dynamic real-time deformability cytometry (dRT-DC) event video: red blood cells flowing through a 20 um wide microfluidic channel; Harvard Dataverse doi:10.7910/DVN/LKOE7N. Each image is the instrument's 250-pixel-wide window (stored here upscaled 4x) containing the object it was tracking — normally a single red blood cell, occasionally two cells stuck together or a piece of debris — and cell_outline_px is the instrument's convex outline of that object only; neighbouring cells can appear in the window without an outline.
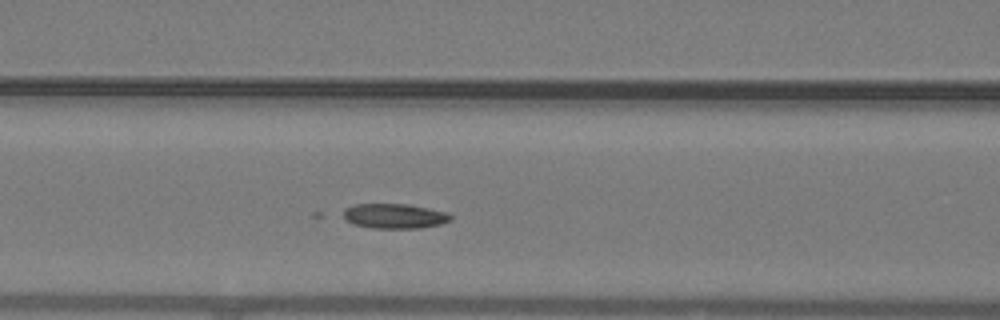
{"species": "common noctule bat (a hibernating species)", "species_latin": "Nyctalus noctula", "temperature_condition": "warm", "stored_images_in_passage": 43, "camera_frame_rate_fps": 3000, "um_per_image_px": 0.085, "animal": {"sex": "male", "body_mass_g": 19.2, "forearm_length_mm": 51.8}, "frame": {"image": 1, "passage_image": 16, "time_ms": 5.0, "image_size_px": [1000, 320], "cell_outline_px": [[452, 220], [440, 224], [420, 228], [372, 228], [356, 224], [348, 220], [344, 216], [344, 208], [356, 204], [408, 204], [448, 212], [452, 216]], "centroid_in_image_um": [33.58, 18.36], "position_along_channel_um": 133.0, "area_um2": 15.43}}
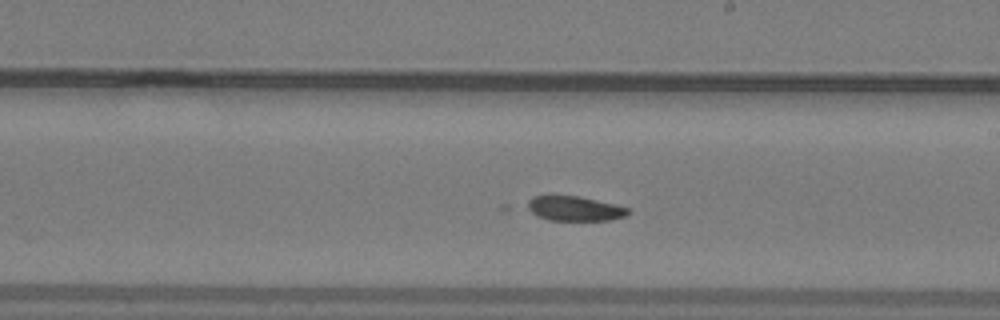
{"frame": {"image": 2, "passage_image": 23, "time_ms": 7.333, "image_size_px": [1000, 320], "cell_outline_px": [[632, 212], [624, 216], [608, 220], [548, 220], [536, 216], [524, 208], [520, 204], [532, 196], [548, 192], [552, 192], [580, 196], [616, 204], [628, 208]], "centroid_in_image_um": [48.65, 17.66], "position_along_channel_um": 240.4, "area_um2": 15.66}}
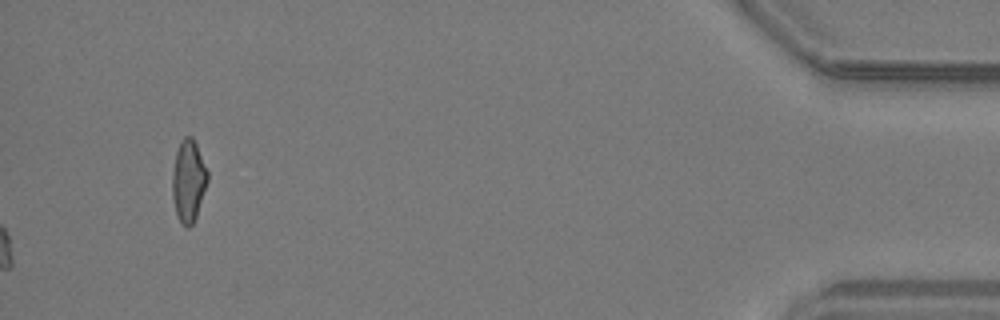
{"frame": {"image": 3, "passage_image": 43, "time_ms": 14.0, "image_size_px": [1000, 320], "cell_outline_px": [[208, 180], [196, 216], [192, 224], [188, 228], [176, 216], [172, 196], [172, 172], [176, 152], [180, 140], [184, 136], [192, 136], [196, 144], [208, 172]], "centroid_in_image_um": [16.0, 15.35], "position_along_channel_um": 419.2, "area_um2": 16.76}}